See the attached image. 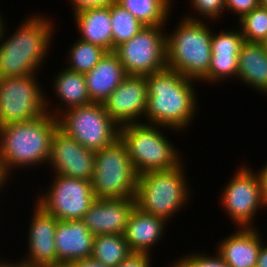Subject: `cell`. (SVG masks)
<instances>
[{"mask_svg":"<svg viewBox=\"0 0 267 267\" xmlns=\"http://www.w3.org/2000/svg\"><path fill=\"white\" fill-rule=\"evenodd\" d=\"M61 71L62 72H59L53 80V89L55 90L54 92L56 97L58 96V99L61 101V106L59 105L55 108V113L51 112L53 109H51L49 112L56 118L59 117L58 114L61 115L68 109L93 103L88 94L84 74L69 70L67 68Z\"/></svg>","mask_w":267,"mask_h":267,"instance_id":"cb8c5ba5","label":"cell"},{"mask_svg":"<svg viewBox=\"0 0 267 267\" xmlns=\"http://www.w3.org/2000/svg\"><path fill=\"white\" fill-rule=\"evenodd\" d=\"M113 51L138 34L145 26L117 2L110 6Z\"/></svg>","mask_w":267,"mask_h":267,"instance_id":"4316f807","label":"cell"},{"mask_svg":"<svg viewBox=\"0 0 267 267\" xmlns=\"http://www.w3.org/2000/svg\"><path fill=\"white\" fill-rule=\"evenodd\" d=\"M260 5L259 0H226L225 9L232 11L241 19L244 15L251 12Z\"/></svg>","mask_w":267,"mask_h":267,"instance_id":"1f68e13d","label":"cell"},{"mask_svg":"<svg viewBox=\"0 0 267 267\" xmlns=\"http://www.w3.org/2000/svg\"><path fill=\"white\" fill-rule=\"evenodd\" d=\"M160 127L143 121L120 126V139L126 145L138 175L171 170L183 164L177 149L159 130Z\"/></svg>","mask_w":267,"mask_h":267,"instance_id":"5b68a950","label":"cell"},{"mask_svg":"<svg viewBox=\"0 0 267 267\" xmlns=\"http://www.w3.org/2000/svg\"><path fill=\"white\" fill-rule=\"evenodd\" d=\"M150 254L133 253L118 267H152Z\"/></svg>","mask_w":267,"mask_h":267,"instance_id":"836d02e7","label":"cell"},{"mask_svg":"<svg viewBox=\"0 0 267 267\" xmlns=\"http://www.w3.org/2000/svg\"><path fill=\"white\" fill-rule=\"evenodd\" d=\"M8 177L5 175L3 169L1 168L0 165V189L3 187V184L6 183Z\"/></svg>","mask_w":267,"mask_h":267,"instance_id":"f35d334b","label":"cell"},{"mask_svg":"<svg viewBox=\"0 0 267 267\" xmlns=\"http://www.w3.org/2000/svg\"><path fill=\"white\" fill-rule=\"evenodd\" d=\"M190 2L195 13L202 15L203 19L207 17L213 20L222 16L226 0H191Z\"/></svg>","mask_w":267,"mask_h":267,"instance_id":"4dcf8cb0","label":"cell"},{"mask_svg":"<svg viewBox=\"0 0 267 267\" xmlns=\"http://www.w3.org/2000/svg\"><path fill=\"white\" fill-rule=\"evenodd\" d=\"M165 222L167 223L165 219L141 211L135 206L123 234L131 251L133 253L151 254V247L154 244L156 246L158 244L156 242L163 237Z\"/></svg>","mask_w":267,"mask_h":267,"instance_id":"44dd1931","label":"cell"},{"mask_svg":"<svg viewBox=\"0 0 267 267\" xmlns=\"http://www.w3.org/2000/svg\"><path fill=\"white\" fill-rule=\"evenodd\" d=\"M267 94V51L263 43L244 41L238 56L237 79Z\"/></svg>","mask_w":267,"mask_h":267,"instance_id":"7402d4cb","label":"cell"},{"mask_svg":"<svg viewBox=\"0 0 267 267\" xmlns=\"http://www.w3.org/2000/svg\"><path fill=\"white\" fill-rule=\"evenodd\" d=\"M256 267H267V245L263 242L259 250Z\"/></svg>","mask_w":267,"mask_h":267,"instance_id":"8d00e7d4","label":"cell"},{"mask_svg":"<svg viewBox=\"0 0 267 267\" xmlns=\"http://www.w3.org/2000/svg\"><path fill=\"white\" fill-rule=\"evenodd\" d=\"M147 95L146 77L128 75L103 102V105L119 126L141 123L139 117L145 114Z\"/></svg>","mask_w":267,"mask_h":267,"instance_id":"5bb4252c","label":"cell"},{"mask_svg":"<svg viewBox=\"0 0 267 267\" xmlns=\"http://www.w3.org/2000/svg\"><path fill=\"white\" fill-rule=\"evenodd\" d=\"M135 206V198L96 199L81 221L94 236L123 235Z\"/></svg>","mask_w":267,"mask_h":267,"instance_id":"9a60e30c","label":"cell"},{"mask_svg":"<svg viewBox=\"0 0 267 267\" xmlns=\"http://www.w3.org/2000/svg\"><path fill=\"white\" fill-rule=\"evenodd\" d=\"M108 51L81 39L71 46L67 69L85 74L91 71Z\"/></svg>","mask_w":267,"mask_h":267,"instance_id":"83f0119b","label":"cell"},{"mask_svg":"<svg viewBox=\"0 0 267 267\" xmlns=\"http://www.w3.org/2000/svg\"><path fill=\"white\" fill-rule=\"evenodd\" d=\"M73 267H106L98 261L93 260L92 258L80 259L78 261L72 262Z\"/></svg>","mask_w":267,"mask_h":267,"instance_id":"d590c367","label":"cell"},{"mask_svg":"<svg viewBox=\"0 0 267 267\" xmlns=\"http://www.w3.org/2000/svg\"><path fill=\"white\" fill-rule=\"evenodd\" d=\"M260 180V187L262 191V197L264 204L267 207V164L257 173Z\"/></svg>","mask_w":267,"mask_h":267,"instance_id":"e575fe53","label":"cell"},{"mask_svg":"<svg viewBox=\"0 0 267 267\" xmlns=\"http://www.w3.org/2000/svg\"><path fill=\"white\" fill-rule=\"evenodd\" d=\"M260 6L267 8V0H259Z\"/></svg>","mask_w":267,"mask_h":267,"instance_id":"60d3db41","label":"cell"},{"mask_svg":"<svg viewBox=\"0 0 267 267\" xmlns=\"http://www.w3.org/2000/svg\"><path fill=\"white\" fill-rule=\"evenodd\" d=\"M28 238V256L21 260L26 267L57 264L55 234L58 219L35 203Z\"/></svg>","mask_w":267,"mask_h":267,"instance_id":"2e32d148","label":"cell"},{"mask_svg":"<svg viewBox=\"0 0 267 267\" xmlns=\"http://www.w3.org/2000/svg\"><path fill=\"white\" fill-rule=\"evenodd\" d=\"M239 22L244 41L263 43L267 39V8L259 5Z\"/></svg>","mask_w":267,"mask_h":267,"instance_id":"f1b7e54d","label":"cell"},{"mask_svg":"<svg viewBox=\"0 0 267 267\" xmlns=\"http://www.w3.org/2000/svg\"><path fill=\"white\" fill-rule=\"evenodd\" d=\"M250 167L241 166L224 187L221 197L222 207L227 216L242 227H253V217L259 208H265L260 180Z\"/></svg>","mask_w":267,"mask_h":267,"instance_id":"7c38bea8","label":"cell"},{"mask_svg":"<svg viewBox=\"0 0 267 267\" xmlns=\"http://www.w3.org/2000/svg\"><path fill=\"white\" fill-rule=\"evenodd\" d=\"M138 176L120 138L95 151L91 182L96 199L135 198Z\"/></svg>","mask_w":267,"mask_h":267,"instance_id":"52a82bcc","label":"cell"},{"mask_svg":"<svg viewBox=\"0 0 267 267\" xmlns=\"http://www.w3.org/2000/svg\"><path fill=\"white\" fill-rule=\"evenodd\" d=\"M95 151L83 147L76 139L58 127L52 137L50 165L55 175L91 181Z\"/></svg>","mask_w":267,"mask_h":267,"instance_id":"4fadbf2b","label":"cell"},{"mask_svg":"<svg viewBox=\"0 0 267 267\" xmlns=\"http://www.w3.org/2000/svg\"><path fill=\"white\" fill-rule=\"evenodd\" d=\"M145 26H163L170 14L171 0H117Z\"/></svg>","mask_w":267,"mask_h":267,"instance_id":"484cf974","label":"cell"},{"mask_svg":"<svg viewBox=\"0 0 267 267\" xmlns=\"http://www.w3.org/2000/svg\"><path fill=\"white\" fill-rule=\"evenodd\" d=\"M36 75L0 78V126L49 113V102ZM41 88V89H40Z\"/></svg>","mask_w":267,"mask_h":267,"instance_id":"9c48e42d","label":"cell"},{"mask_svg":"<svg viewBox=\"0 0 267 267\" xmlns=\"http://www.w3.org/2000/svg\"><path fill=\"white\" fill-rule=\"evenodd\" d=\"M183 165L166 171H151L138 176L136 207L169 221L189 200V186Z\"/></svg>","mask_w":267,"mask_h":267,"instance_id":"8992f818","label":"cell"},{"mask_svg":"<svg viewBox=\"0 0 267 267\" xmlns=\"http://www.w3.org/2000/svg\"><path fill=\"white\" fill-rule=\"evenodd\" d=\"M74 16L81 34L79 39L113 52L110 7L88 9Z\"/></svg>","mask_w":267,"mask_h":267,"instance_id":"603a6c76","label":"cell"},{"mask_svg":"<svg viewBox=\"0 0 267 267\" xmlns=\"http://www.w3.org/2000/svg\"><path fill=\"white\" fill-rule=\"evenodd\" d=\"M84 76L91 101L103 103L128 75L118 56L107 52Z\"/></svg>","mask_w":267,"mask_h":267,"instance_id":"ffe728a7","label":"cell"},{"mask_svg":"<svg viewBox=\"0 0 267 267\" xmlns=\"http://www.w3.org/2000/svg\"><path fill=\"white\" fill-rule=\"evenodd\" d=\"M163 31L162 26H144L133 38L114 49L127 75L146 76L167 68Z\"/></svg>","mask_w":267,"mask_h":267,"instance_id":"30bf717a","label":"cell"},{"mask_svg":"<svg viewBox=\"0 0 267 267\" xmlns=\"http://www.w3.org/2000/svg\"><path fill=\"white\" fill-rule=\"evenodd\" d=\"M59 127L83 147L97 151L120 138V126L106 112L103 103H90L64 111Z\"/></svg>","mask_w":267,"mask_h":267,"instance_id":"ba28073f","label":"cell"},{"mask_svg":"<svg viewBox=\"0 0 267 267\" xmlns=\"http://www.w3.org/2000/svg\"><path fill=\"white\" fill-rule=\"evenodd\" d=\"M261 234L254 227L238 228L222 240L216 251L228 267H256L262 245Z\"/></svg>","mask_w":267,"mask_h":267,"instance_id":"d6986e66","label":"cell"},{"mask_svg":"<svg viewBox=\"0 0 267 267\" xmlns=\"http://www.w3.org/2000/svg\"><path fill=\"white\" fill-rule=\"evenodd\" d=\"M74 7V15L82 11L99 8V7H110L117 0H70Z\"/></svg>","mask_w":267,"mask_h":267,"instance_id":"d6a6232c","label":"cell"},{"mask_svg":"<svg viewBox=\"0 0 267 267\" xmlns=\"http://www.w3.org/2000/svg\"><path fill=\"white\" fill-rule=\"evenodd\" d=\"M95 236L81 220H58L55 234L57 263L91 258Z\"/></svg>","mask_w":267,"mask_h":267,"instance_id":"ac0fdd59","label":"cell"},{"mask_svg":"<svg viewBox=\"0 0 267 267\" xmlns=\"http://www.w3.org/2000/svg\"><path fill=\"white\" fill-rule=\"evenodd\" d=\"M35 15L26 18L16 31L5 39L4 19H1L0 78L36 74L37 69L44 63L54 27L48 17Z\"/></svg>","mask_w":267,"mask_h":267,"instance_id":"3957f363","label":"cell"},{"mask_svg":"<svg viewBox=\"0 0 267 267\" xmlns=\"http://www.w3.org/2000/svg\"><path fill=\"white\" fill-rule=\"evenodd\" d=\"M40 267H73V266L67 263H57V264H52V265H43Z\"/></svg>","mask_w":267,"mask_h":267,"instance_id":"ab89813d","label":"cell"},{"mask_svg":"<svg viewBox=\"0 0 267 267\" xmlns=\"http://www.w3.org/2000/svg\"><path fill=\"white\" fill-rule=\"evenodd\" d=\"M46 194L37 198L36 204L58 220H81L96 200L92 182L55 175Z\"/></svg>","mask_w":267,"mask_h":267,"instance_id":"8fae6325","label":"cell"},{"mask_svg":"<svg viewBox=\"0 0 267 267\" xmlns=\"http://www.w3.org/2000/svg\"><path fill=\"white\" fill-rule=\"evenodd\" d=\"M0 267H26L25 265H24V263L21 261H19V263L18 262H16V263H12V264H10V262L8 263V261H1L0 262Z\"/></svg>","mask_w":267,"mask_h":267,"instance_id":"74e56055","label":"cell"},{"mask_svg":"<svg viewBox=\"0 0 267 267\" xmlns=\"http://www.w3.org/2000/svg\"><path fill=\"white\" fill-rule=\"evenodd\" d=\"M243 42L240 29H232L229 32L222 30L214 35L212 32L211 64L208 74L201 81L216 84L230 77L237 79L238 56Z\"/></svg>","mask_w":267,"mask_h":267,"instance_id":"e0dca14e","label":"cell"},{"mask_svg":"<svg viewBox=\"0 0 267 267\" xmlns=\"http://www.w3.org/2000/svg\"><path fill=\"white\" fill-rule=\"evenodd\" d=\"M145 77L148 95L144 117L148 119L147 124L175 131L187 128L197 109L193 85L196 80L168 68Z\"/></svg>","mask_w":267,"mask_h":267,"instance_id":"6da1fadb","label":"cell"},{"mask_svg":"<svg viewBox=\"0 0 267 267\" xmlns=\"http://www.w3.org/2000/svg\"><path fill=\"white\" fill-rule=\"evenodd\" d=\"M174 263V265L171 264V267H228L217 252L215 256H208L206 253L204 255L201 253H193L179 258Z\"/></svg>","mask_w":267,"mask_h":267,"instance_id":"f546056e","label":"cell"},{"mask_svg":"<svg viewBox=\"0 0 267 267\" xmlns=\"http://www.w3.org/2000/svg\"><path fill=\"white\" fill-rule=\"evenodd\" d=\"M58 127V118L48 112L33 120L0 126V165L5 175L9 177L11 169L18 167L49 163Z\"/></svg>","mask_w":267,"mask_h":267,"instance_id":"7a4b0ae2","label":"cell"},{"mask_svg":"<svg viewBox=\"0 0 267 267\" xmlns=\"http://www.w3.org/2000/svg\"><path fill=\"white\" fill-rule=\"evenodd\" d=\"M263 45L265 46V49L267 51V39L263 42Z\"/></svg>","mask_w":267,"mask_h":267,"instance_id":"b9f144b4","label":"cell"},{"mask_svg":"<svg viewBox=\"0 0 267 267\" xmlns=\"http://www.w3.org/2000/svg\"><path fill=\"white\" fill-rule=\"evenodd\" d=\"M196 17L185 16L172 34L166 33V66L186 78L201 81L211 64L212 32Z\"/></svg>","mask_w":267,"mask_h":267,"instance_id":"277c9868","label":"cell"},{"mask_svg":"<svg viewBox=\"0 0 267 267\" xmlns=\"http://www.w3.org/2000/svg\"><path fill=\"white\" fill-rule=\"evenodd\" d=\"M133 252L124 235L100 234L94 239L91 258L106 267H118Z\"/></svg>","mask_w":267,"mask_h":267,"instance_id":"d4e9b609","label":"cell"}]
</instances>
